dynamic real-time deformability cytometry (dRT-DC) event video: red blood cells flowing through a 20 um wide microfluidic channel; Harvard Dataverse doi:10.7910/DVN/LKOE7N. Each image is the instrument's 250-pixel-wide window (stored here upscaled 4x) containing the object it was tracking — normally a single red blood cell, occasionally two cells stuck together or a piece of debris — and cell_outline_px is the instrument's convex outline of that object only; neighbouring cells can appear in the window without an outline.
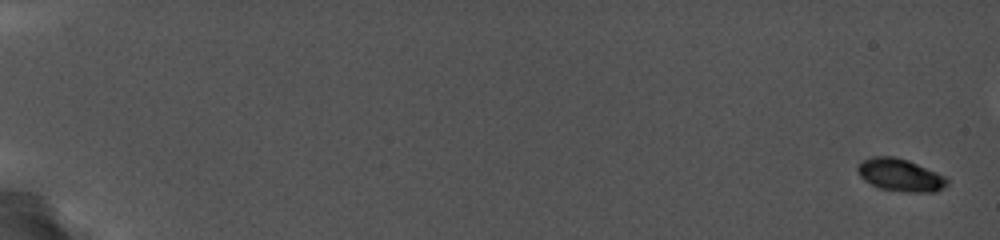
{"species": "common noctule bat (a hibernating species)", "species_latin": "Nyctalus noctula", "temperature_condition": "cold", "stored_images_in_passage": 25, "camera_frame_rate_fps": 5000, "um_per_image_px": 0.085, "animal": {"sex": "female", "body_mass_g": 19.0, "forearm_length_mm": 56.7}, "frame": {"image": 1, "passage_image": 1, "time_ms": 0.0, "image_size_px": [1000, 240], "cell_outline_px": [[948, 184], [944, 188], [936, 192], [908, 192], [880, 188], [864, 180], [860, 176], [856, 168], [860, 160], [872, 156], [896, 156], [908, 160], [948, 176]], "centroid_in_image_um": [76.54, 14.86], "position_along_channel_um": 8.5, "area_um2": 17.28}}